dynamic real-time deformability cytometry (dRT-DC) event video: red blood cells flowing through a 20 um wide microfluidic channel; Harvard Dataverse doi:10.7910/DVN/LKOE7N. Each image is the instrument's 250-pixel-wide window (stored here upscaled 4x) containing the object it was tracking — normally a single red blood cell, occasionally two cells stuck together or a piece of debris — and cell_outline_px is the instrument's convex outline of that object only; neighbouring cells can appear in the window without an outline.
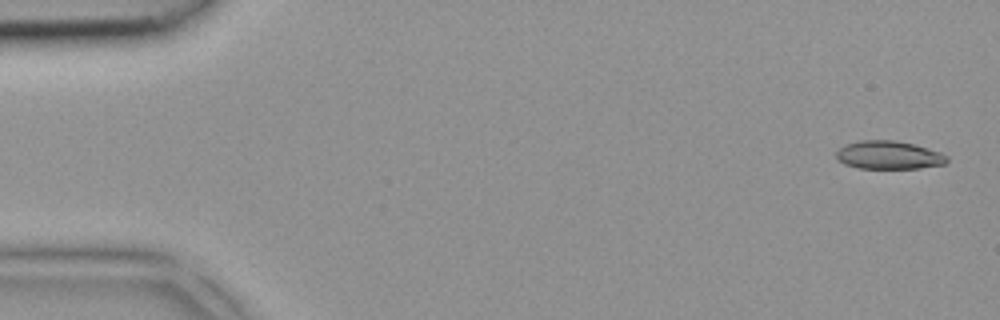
{"species": "common noctule bat (a hibernating species)", "species_latin": "Nyctalus noctula", "temperature_condition": "room temperature", "stored_images_in_passage": 4, "camera_frame_rate_fps": 3000, "um_per_image_px": 0.085, "animal": {"sex": "female", "body_mass_g": 18.4}, "frame": {"image": 1, "passage_image": 1, "time_ms": 0.0, "image_size_px": [1000, 320], "cell_outline_px": [[948, 160], [944, 164], [920, 168], [860, 168], [844, 164], [836, 160], [836, 152], [840, 148], [856, 140], [896, 140], [928, 148], [940, 152], [948, 156]], "centroid_in_image_um": [75.53, 13.18], "position_along_channel_um": 9.5, "area_um2": 18.21}}
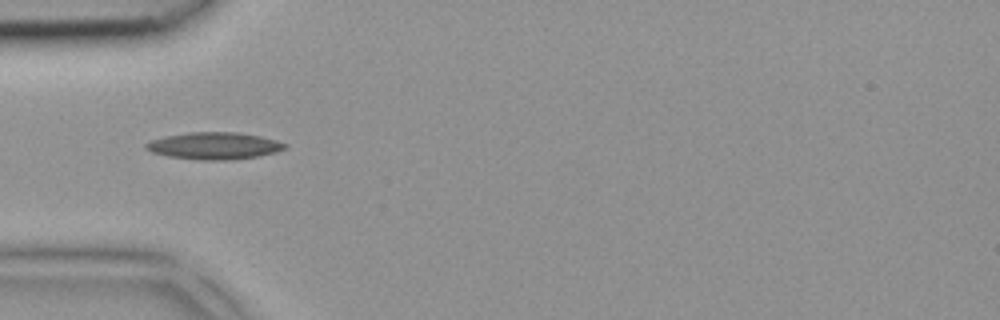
{"frame": {"image": 2, "passage_image": 4, "time_ms": 1.0, "image_size_px": [1000, 320], "cell_outline_px": [[288, 148], [276, 152], [256, 156], [224, 160], [200, 160], [168, 156], [152, 152], [144, 148], [144, 144], [152, 140], [164, 136], [188, 132], [236, 132], [260, 136], [276, 140], [288, 144]], "centroid_in_image_um": [18.2, 12.38], "position_along_channel_um": 66.8, "area_um2": 21.85}}